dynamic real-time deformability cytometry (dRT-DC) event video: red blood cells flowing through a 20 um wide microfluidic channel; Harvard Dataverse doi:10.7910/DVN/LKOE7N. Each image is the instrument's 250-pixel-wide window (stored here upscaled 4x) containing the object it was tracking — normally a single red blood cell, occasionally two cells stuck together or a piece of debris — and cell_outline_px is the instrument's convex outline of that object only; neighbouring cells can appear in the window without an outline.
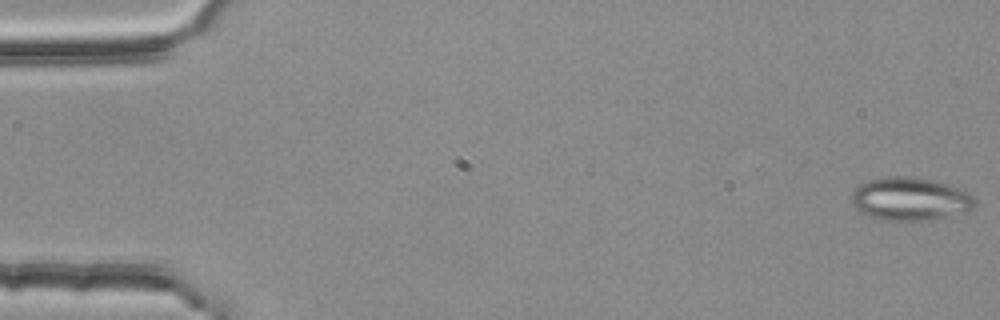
{"species": "common noctule bat (a hibernating species)", "species_latin": "Nyctalus noctula", "temperature_condition": "room temperature", "stored_images_in_passage": 55, "segment_of_instrument_passage": [1, 2], "camera_frame_rate_fps": 3000, "um_per_image_px": 0.085, "animal": {"sex": "female", "body_mass_g": 25.1}, "frame": {"image": 1, "passage_image": 1, "time_ms": 0.0, "image_size_px": [1000, 320], "cell_outline_px": [[976, 204], [972, 208], [944, 216], [924, 220], [880, 220], [868, 216], [860, 212], [852, 204], [852, 192], [860, 184], [868, 180], [888, 176], [912, 176], [960, 188], [976, 196]], "centroid_in_image_um": [77.32, 16.9], "position_along_channel_um": 7.7, "area_um2": 30.63}}